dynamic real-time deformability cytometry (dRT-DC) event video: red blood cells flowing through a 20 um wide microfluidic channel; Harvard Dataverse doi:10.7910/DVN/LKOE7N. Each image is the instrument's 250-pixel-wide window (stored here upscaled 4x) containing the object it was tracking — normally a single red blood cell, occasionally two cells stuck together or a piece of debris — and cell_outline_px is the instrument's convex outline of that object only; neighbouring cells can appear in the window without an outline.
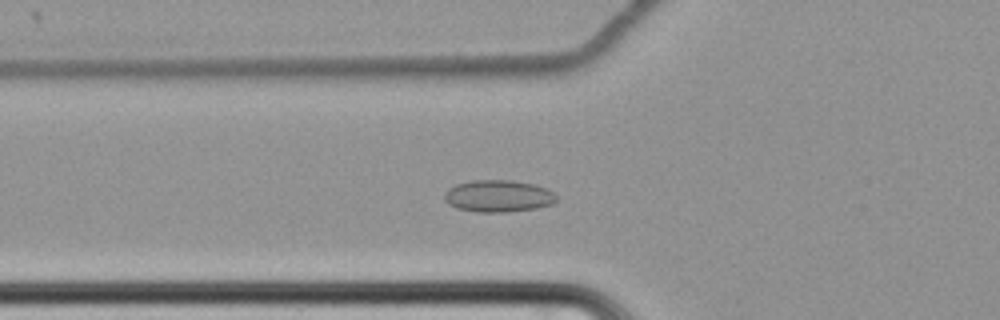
{"species": "common noctule bat (a hibernating species)", "species_latin": "Nyctalus noctula", "temperature_condition": "cold", "stored_images_in_passage": 67, "camera_frame_rate_fps": 3000, "um_per_image_px": 0.085, "animal": {"sex": "female", "body_mass_g": 22.7, "forearm_length_mm": 54.2}, "frame": {"image": 1, "passage_image": 28, "time_ms": 9.0, "image_size_px": [1000, 320], "cell_outline_px": [[556, 200], [552, 204], [536, 208], [508, 212], [476, 212], [456, 208], [448, 204], [444, 200], [444, 192], [448, 188], [456, 184], [472, 180], [512, 180], [532, 184], [548, 188], [556, 196]], "centroid_in_image_um": [42.32, 16.66], "position_along_channel_um": 83.5, "area_um2": 21.04}}
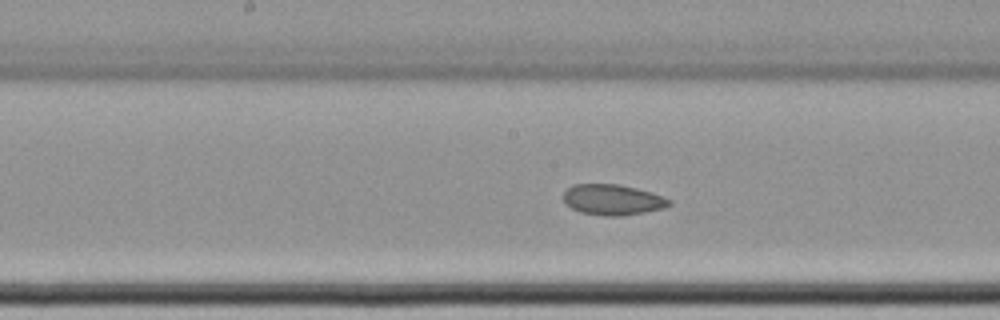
{"frame": {"image": 2, "passage_image": 38, "time_ms": 12.333, "image_size_px": [1000, 320], "cell_outline_px": [[672, 204], [664, 208], [644, 212], [620, 216], [604, 216], [580, 212], [564, 204], [564, 192], [572, 184], [620, 184], [636, 188], [672, 200]], "centroid_in_image_um": [52.05, 16.98], "position_along_channel_um": 196.2, "area_um2": 18.84}}
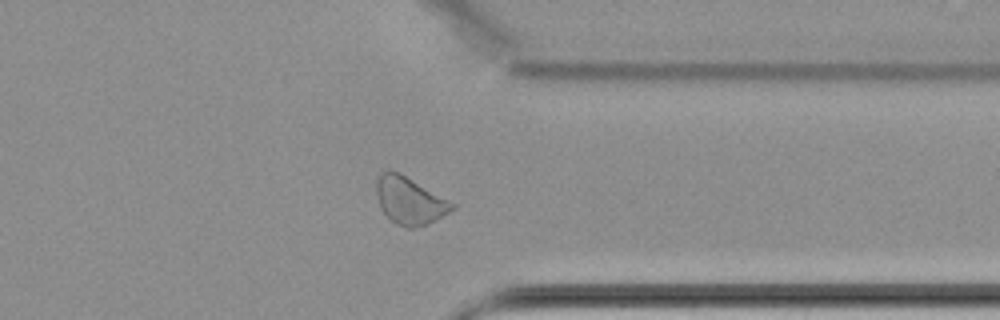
{"frame": {"image": 3, "passage_image": 54, "time_ms": 17.667, "image_size_px": [1000, 320], "cell_outline_px": [[456, 208], [436, 220], [428, 224], [416, 228], [404, 228], [396, 224], [380, 208], [376, 196], [376, 180], [380, 172], [400, 172], [456, 204]], "centroid_in_image_um": [34.82, 17.07], "position_along_channel_um": 376.6, "area_um2": 20.98}, "authors_computed_cell_mechanics": {"area_um2": 21.1548, "velocity_mm_per_s": 3.4131, "shape_relaxation_time_tau1_ms": null, "shape_relaxation_time_tau2_ms": 4.2202, "deformation_change_tau1": null, "deformation_change_tau2": 0.0668}}